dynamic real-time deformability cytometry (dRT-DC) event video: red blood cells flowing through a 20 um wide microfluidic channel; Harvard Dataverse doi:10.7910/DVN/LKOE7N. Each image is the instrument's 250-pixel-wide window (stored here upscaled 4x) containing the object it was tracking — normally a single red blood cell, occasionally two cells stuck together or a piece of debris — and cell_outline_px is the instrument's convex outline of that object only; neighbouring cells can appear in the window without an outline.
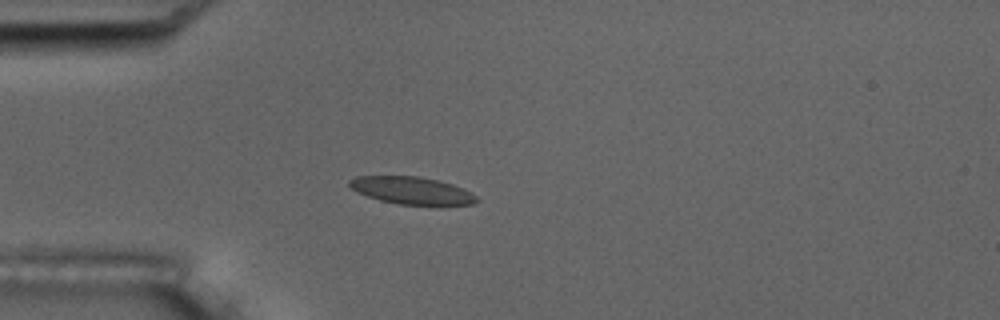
{"species": "common noctule bat (a hibernating species)", "species_latin": "Nyctalus noctula", "temperature_condition": "room temperature", "stored_images_in_passage": 3, "camera_frame_rate_fps": 3000, "um_per_image_px": 0.085, "animal": {"sex": "male", "body_mass_g": 17.5, "forearm_length_mm": 52.3}, "frame": {"image": 1, "passage_image": 3, "time_ms": 0.667, "image_size_px": [1000, 320], "cell_outline_px": [[480, 200], [472, 204], [440, 208], [400, 204], [380, 200], [356, 192], [348, 184], [348, 180], [356, 176], [416, 176], [436, 180], [452, 184], [472, 192]], "centroid_in_image_um": [35.08, 16.24], "position_along_channel_um": 49.9, "area_um2": 21.04}}